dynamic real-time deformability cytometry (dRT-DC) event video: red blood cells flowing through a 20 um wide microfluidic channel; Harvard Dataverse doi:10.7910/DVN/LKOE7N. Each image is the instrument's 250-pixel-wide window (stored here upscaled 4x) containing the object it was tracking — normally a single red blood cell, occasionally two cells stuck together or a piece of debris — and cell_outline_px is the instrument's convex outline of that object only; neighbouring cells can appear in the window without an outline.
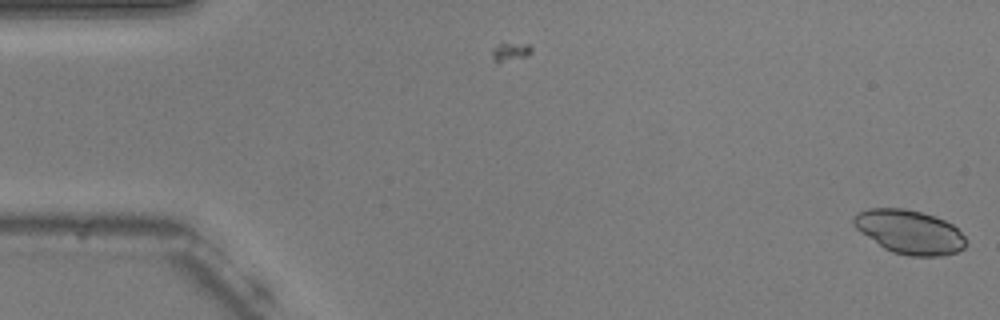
{"species": "common noctule bat (a hibernating species)", "species_latin": "Nyctalus noctula", "temperature_condition": "warm", "stored_images_in_passage": 5, "camera_frame_rate_fps": 3000, "um_per_image_px": 0.085, "animal": {"sex": "male", "body_mass_g": 20.5, "forearm_length_mm": 52.5}, "frame": {"image": 1, "passage_image": 5, "time_ms": 1.333, "image_size_px": [1000, 320], "cell_outline_px": [[964, 248], [956, 252], [940, 256], [908, 256], [892, 252], [884, 248], [860, 232], [852, 224], [852, 216], [868, 208], [904, 208], [920, 212], [944, 220], [952, 224], [964, 236]], "centroid_in_image_um": [77.26, 19.71], "position_along_channel_um": 7.7, "area_um2": 28.5}}